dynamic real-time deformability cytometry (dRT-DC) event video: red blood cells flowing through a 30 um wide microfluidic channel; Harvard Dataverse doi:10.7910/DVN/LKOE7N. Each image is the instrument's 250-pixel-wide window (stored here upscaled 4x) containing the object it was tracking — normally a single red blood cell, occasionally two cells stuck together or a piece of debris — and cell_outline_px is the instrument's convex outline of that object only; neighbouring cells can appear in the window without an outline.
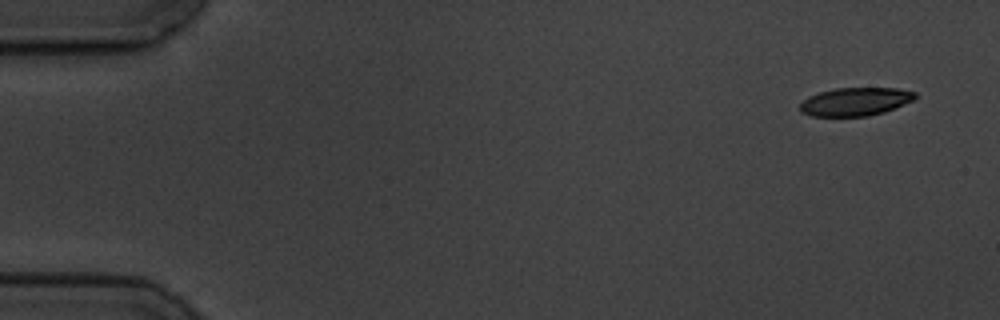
{"species": "common noctule bat (a hibernating species)", "species_latin": "Nyctalus noctula", "temperature_condition": "cold", "stored_images_in_passage": 6, "camera_frame_rate_fps": 3000, "um_per_image_px": 0.085, "animal": {"sex": "male", "body_mass_g": 19.5, "forearm_length_mm": 54.6}, "frame": {"image": 1, "passage_image": 1, "time_ms": 0.0, "image_size_px": [1000, 320], "cell_outline_px": [[916, 96], [912, 100], [884, 112], [868, 116], [812, 116], [800, 112], [800, 104], [808, 96], [820, 92], [836, 88], [896, 88], [916, 92]], "centroid_in_image_um": [72.67, 8.64], "position_along_channel_um": 12.3, "area_um2": 18.79}}